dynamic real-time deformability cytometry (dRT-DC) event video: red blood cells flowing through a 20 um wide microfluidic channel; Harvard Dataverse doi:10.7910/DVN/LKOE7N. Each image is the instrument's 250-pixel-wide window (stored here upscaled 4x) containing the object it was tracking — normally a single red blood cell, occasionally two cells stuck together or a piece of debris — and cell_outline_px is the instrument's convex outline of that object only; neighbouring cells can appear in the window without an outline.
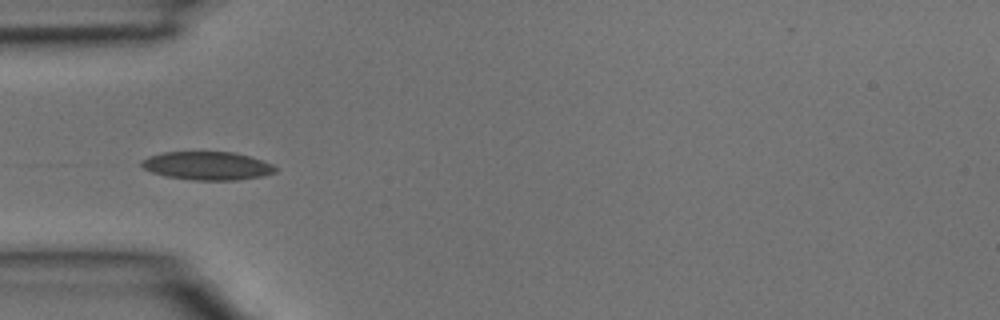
{"species": "common noctule bat (a hibernating species)", "species_latin": "Nyctalus noctula", "temperature_condition": "room temperature", "stored_images_in_passage": 2, "camera_frame_rate_fps": 3000, "um_per_image_px": 0.085, "animal": {"sex": "male", "body_mass_g": 15.6}, "frame": {"image": 1, "passage_image": 2, "time_ms": 0.333, "image_size_px": [1000, 320], "cell_outline_px": [[276, 172], [260, 176], [236, 180], [192, 180], [168, 176], [152, 172], [144, 168], [140, 164], [140, 160], [148, 156], [164, 152], [232, 152], [248, 156], [272, 164], [276, 168]], "centroid_in_image_um": [17.58, 14.09], "position_along_channel_um": 67.4, "area_um2": 21.85}}